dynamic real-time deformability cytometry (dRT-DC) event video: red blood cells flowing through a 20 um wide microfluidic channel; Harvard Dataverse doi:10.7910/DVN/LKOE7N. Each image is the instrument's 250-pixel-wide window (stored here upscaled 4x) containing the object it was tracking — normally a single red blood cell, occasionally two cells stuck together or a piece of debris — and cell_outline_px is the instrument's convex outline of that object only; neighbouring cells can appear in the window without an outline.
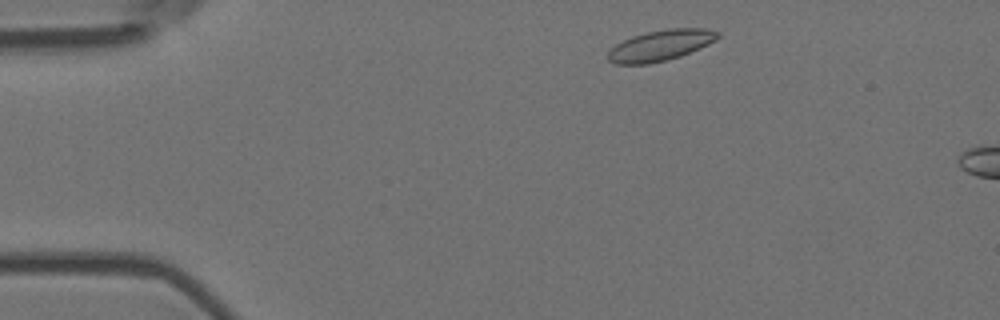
{"species": "Egyptian fruit bat (a non-hibernating species)", "species_latin": "Rousettus aegyptiacus", "temperature_condition": "room temperature", "stored_images_in_passage": 3, "camera_frame_rate_fps": 3000, "um_per_image_px": 0.085, "animal": {"sex": "female"}, "frame": {"image": 1, "passage_image": 1, "time_ms": 0.0, "image_size_px": [1000, 320], "cell_outline_px": [[720, 36], [716, 40], [700, 48], [680, 56], [648, 64], [616, 64], [608, 60], [608, 52], [616, 44], [632, 36], [648, 32], [668, 28], [704, 28], [720, 32]], "centroid_in_image_um": [56.16, 3.85], "position_along_channel_um": 28.8, "area_um2": 19.54}}